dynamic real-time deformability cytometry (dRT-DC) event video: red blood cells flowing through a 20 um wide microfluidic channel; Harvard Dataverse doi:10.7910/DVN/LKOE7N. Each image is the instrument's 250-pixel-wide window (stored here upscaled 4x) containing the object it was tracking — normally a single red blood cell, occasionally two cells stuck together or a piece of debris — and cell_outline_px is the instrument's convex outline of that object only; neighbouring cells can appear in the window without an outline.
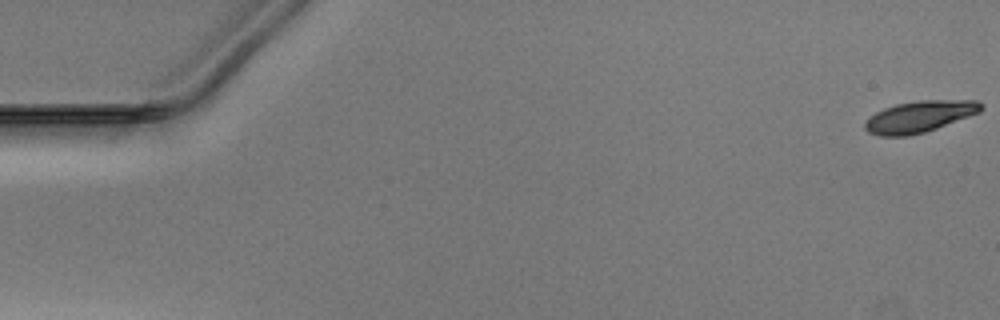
{"species": "Egyptian fruit bat (a non-hibernating species)", "species_latin": "Rousettus aegyptiacus", "temperature_condition": "warm", "stored_images_in_passage": 52, "camera_frame_rate_fps": 3000, "um_per_image_px": 0.085, "animal": {"sex": "male"}, "frame": {"image": 1, "passage_image": 1, "time_ms": 0.0, "image_size_px": [1000, 320], "cell_outline_px": [[984, 108], [980, 112], [936, 128], [924, 132], [908, 136], [880, 136], [868, 132], [864, 128], [864, 124], [876, 112], [884, 108], [896, 104], [920, 100], [976, 100], [984, 104]], "centroid_in_image_um": [78.18, 9.9], "position_along_channel_um": 6.8, "area_um2": 21.15}}
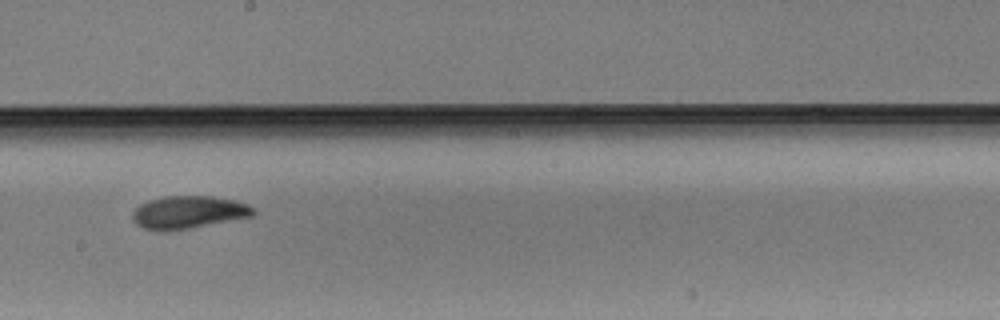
{"frame": {"image": 2, "passage_image": 30, "time_ms": 9.667, "image_size_px": [1000, 320], "cell_outline_px": [[256, 212], [252, 216], [188, 228], [144, 228], [136, 224], [132, 220], [132, 212], [140, 204], [148, 200], [164, 196], [212, 196], [236, 200], [248, 204], [256, 208]], "centroid_in_image_um": [16.06, 17.99], "position_along_channel_um": 232.1, "area_um2": 22.48}}
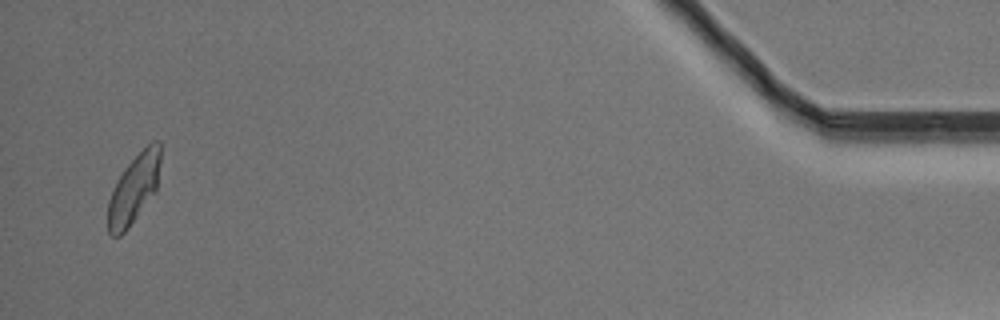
{"frame": {"image": 3, "passage_image": 51, "time_ms": 16.667, "image_size_px": [1000, 320], "cell_outline_px": [[160, 160], [156, 192], [128, 228], [120, 236], [112, 236], [108, 232], [108, 200], [112, 188], [116, 180], [128, 164], [152, 140], [160, 140]], "centroid_in_image_um": [11.37, 16.06], "position_along_channel_um": 423.8, "area_um2": 21.1}}